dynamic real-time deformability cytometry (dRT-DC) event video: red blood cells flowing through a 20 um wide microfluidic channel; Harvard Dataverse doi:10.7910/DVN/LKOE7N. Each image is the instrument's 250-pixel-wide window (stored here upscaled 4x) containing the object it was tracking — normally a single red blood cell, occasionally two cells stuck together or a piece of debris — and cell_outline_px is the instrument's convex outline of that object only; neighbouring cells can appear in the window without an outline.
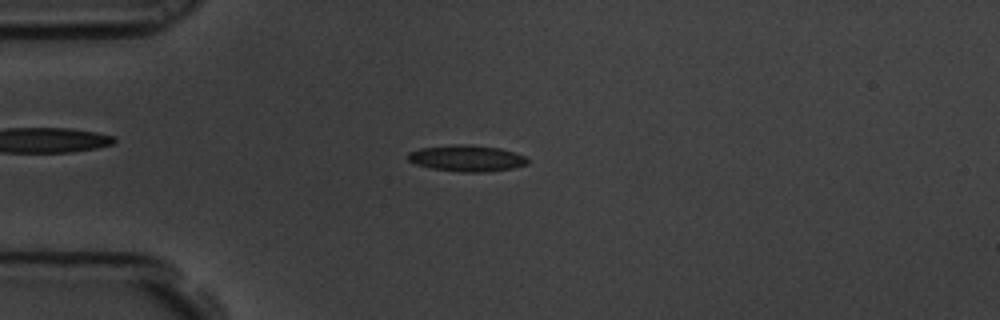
{"species": "common noctule bat (a hibernating species)", "species_latin": "Nyctalus noctula", "temperature_condition": "room temperature", "stored_images_in_passage": 59, "camera_frame_rate_fps": 3000, "um_per_image_px": 0.085, "animal": {"sex": "male", "body_mass_g": 19.5, "forearm_length_mm": 54.6}, "frame": {"image": 1, "passage_image": 15, "time_ms": 4.667, "image_size_px": [1000, 320], "cell_outline_px": [[528, 164], [512, 168], [484, 172], [460, 172], [432, 168], [416, 164], [408, 160], [408, 152], [420, 148], [452, 144], [468, 144], [500, 148], [516, 152], [524, 156], [528, 160]], "centroid_in_image_um": [39.68, 13.44], "position_along_channel_um": 45.3, "area_um2": 18.38}}
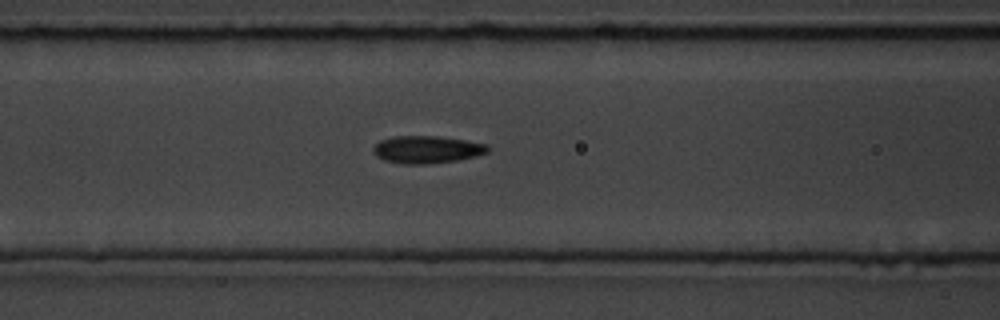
{"frame": {"image": 2, "passage_image": 24, "time_ms": 7.667, "image_size_px": [1000, 320], "cell_outline_px": [[488, 152], [476, 156], [456, 160], [424, 164], [404, 164], [384, 160], [376, 156], [372, 152], [372, 148], [380, 140], [392, 136], [436, 136], [464, 140], [488, 144]], "centroid_in_image_um": [36.24, 12.7], "position_along_channel_um": 130.4, "area_um2": 18.26}}
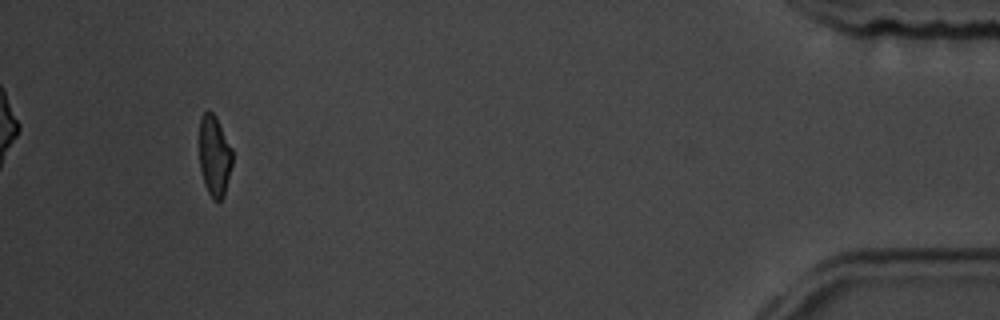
{"frame": {"image": 3, "passage_image": 55, "time_ms": 18.0, "image_size_px": [1000, 320], "cell_outline_px": [[232, 164], [224, 196], [220, 200], [212, 200], [204, 184], [200, 168], [200, 120], [204, 112], [208, 108], [216, 116], [232, 148]], "centroid_in_image_um": [18.23, 13.24], "position_along_channel_um": 417.0, "area_um2": 15.61}, "authors_computed_cell_mechanics": {"area_um2": 17.5134, "velocity_mm_per_s": 3.4625, "shape_relaxation_time_tau1_ms": 6.4558, "shape_relaxation_time_tau2_ms": 2.1955, "deformation_change_tau1": 0.1517, "deformation_change_tau2": 0.0919}}